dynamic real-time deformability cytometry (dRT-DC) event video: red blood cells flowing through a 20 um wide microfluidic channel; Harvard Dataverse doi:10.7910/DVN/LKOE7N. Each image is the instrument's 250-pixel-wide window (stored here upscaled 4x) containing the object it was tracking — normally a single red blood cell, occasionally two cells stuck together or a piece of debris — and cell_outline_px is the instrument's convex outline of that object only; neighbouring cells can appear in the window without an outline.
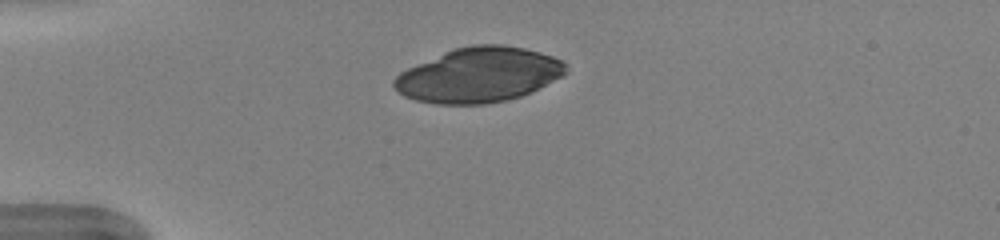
{"species": "human", "species_latin": "Homo sapiens", "temperature_condition": "warm", "stored_images_in_passage": 38, "camera_frame_rate_fps": 3000, "um_per_image_px": 0.085, "donor": {"sex": "female"}, "frame": {"image": 1, "passage_image": 1, "time_ms": 0.0, "image_size_px": [1000, 240], "cell_outline_px": [[564, 72], [560, 76], [520, 96], [504, 100], [484, 104], [436, 104], [416, 100], [404, 96], [392, 84], [392, 80], [400, 72], [408, 68], [452, 48], [472, 44], [500, 44], [524, 48], [540, 52], [552, 56], [560, 60], [564, 64]], "centroid_in_image_um": [40.62, 6.36], "position_along_channel_um": 44.4, "area_um2": 54.16}}